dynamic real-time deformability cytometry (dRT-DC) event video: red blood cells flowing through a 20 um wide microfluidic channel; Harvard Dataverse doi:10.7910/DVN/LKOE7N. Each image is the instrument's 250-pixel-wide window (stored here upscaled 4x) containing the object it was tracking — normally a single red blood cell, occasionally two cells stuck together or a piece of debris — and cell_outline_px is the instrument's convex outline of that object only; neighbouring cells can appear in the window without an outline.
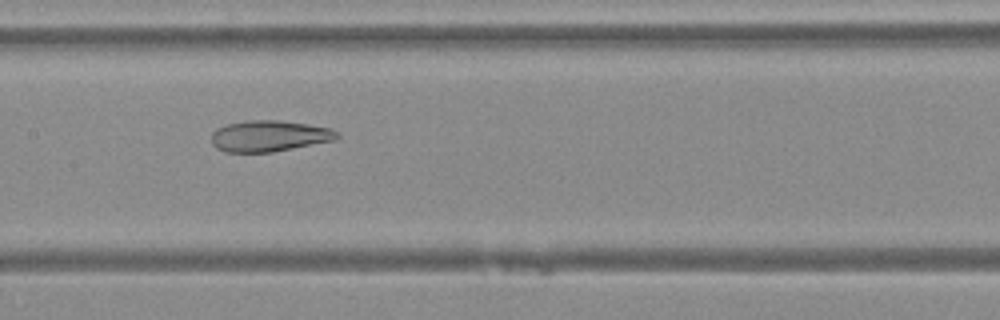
{"species": "Egyptian fruit bat (a non-hibernating species)", "species_latin": "Rousettus aegyptiacus", "temperature_condition": "warm", "stored_images_in_passage": 32, "camera_frame_rate_fps": 3000, "um_per_image_px": 0.085, "animal": {"sex": "female"}, "frame": {"image": 1, "passage_image": 10, "time_ms": 3.0, "image_size_px": [1000, 320], "cell_outline_px": [[340, 136], [336, 140], [272, 152], [224, 152], [216, 148], [212, 144], [212, 132], [216, 128], [228, 124], [248, 120], [280, 120], [308, 124], [328, 128], [336, 132]], "centroid_in_image_um": [22.86, 11.56], "position_along_channel_um": 184.5, "area_um2": 22.77}}
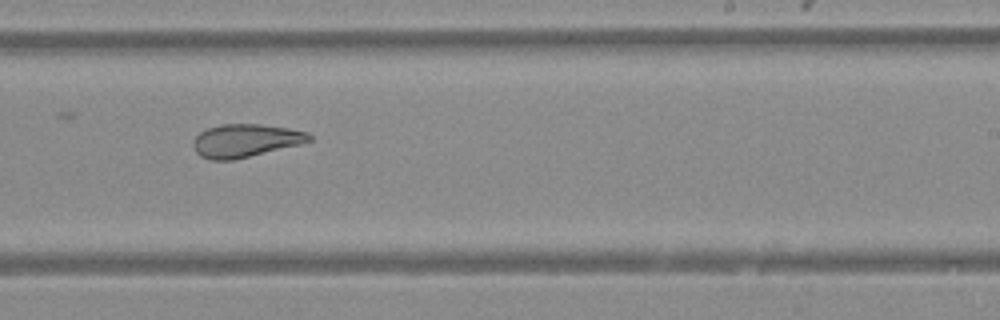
{"frame": {"image": 2, "passage_image": 16, "time_ms": 5.0, "image_size_px": [1000, 320], "cell_outline_px": [[312, 140], [300, 144], [232, 160], [208, 160], [200, 156], [196, 152], [192, 144], [196, 136], [200, 132], [208, 128], [220, 124], [260, 124], [288, 128], [308, 132], [312, 136]], "centroid_in_image_um": [20.84, 11.95], "position_along_channel_um": 268.2, "area_um2": 22.25}}
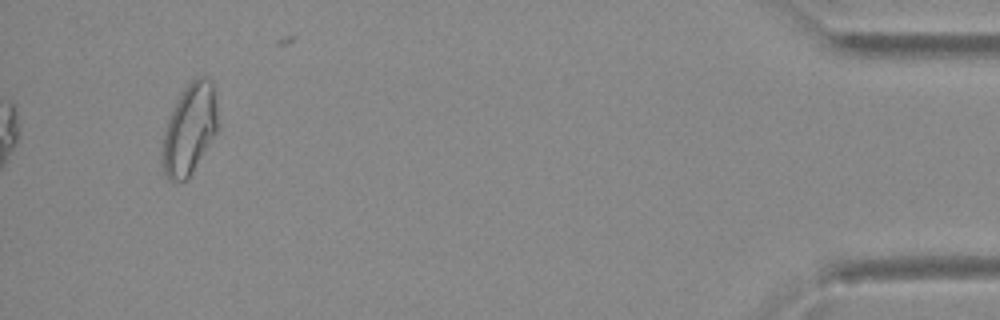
{"frame": {"image": 3, "passage_image": 32, "time_ms": 10.333, "image_size_px": [1000, 320], "cell_outline_px": [[216, 132], [188, 180], [168, 180], [160, 164], [160, 152], [164, 132], [172, 108], [180, 92], [196, 76], [208, 76], [212, 80], [216, 104]], "centroid_in_image_um": [16.06, 10.98], "position_along_channel_um": 419.1, "area_um2": 29.48}}